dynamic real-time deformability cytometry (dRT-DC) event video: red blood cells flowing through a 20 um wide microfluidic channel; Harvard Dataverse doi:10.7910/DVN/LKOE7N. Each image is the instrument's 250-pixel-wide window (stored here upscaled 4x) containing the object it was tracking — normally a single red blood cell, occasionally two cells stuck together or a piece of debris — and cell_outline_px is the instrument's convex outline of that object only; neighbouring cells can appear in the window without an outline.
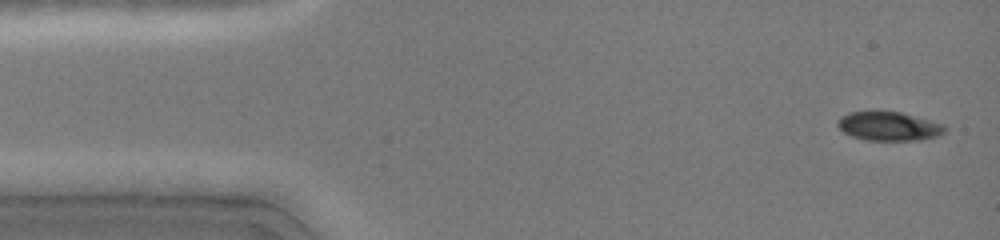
{"species": "common noctule bat (a hibernating species)", "species_latin": "Nyctalus noctula", "temperature_condition": "cold", "stored_images_in_passage": 7, "camera_frame_rate_fps": 3000, "um_per_image_px": 0.085, "animal": {"sex": "female", "body_mass_g": 19.0, "forearm_length_mm": 51.5}, "frame": {"image": 1, "passage_image": 1, "time_ms": 0.0, "image_size_px": [1000, 240], "cell_outline_px": [[948, 128], [944, 132], [936, 136], [920, 140], [864, 140], [852, 136], [844, 132], [836, 124], [836, 120], [840, 116], [848, 112], [900, 112], [944, 124]], "centroid_in_image_um": [75.53, 10.73], "position_along_channel_um": 9.5, "area_um2": 17.98}}
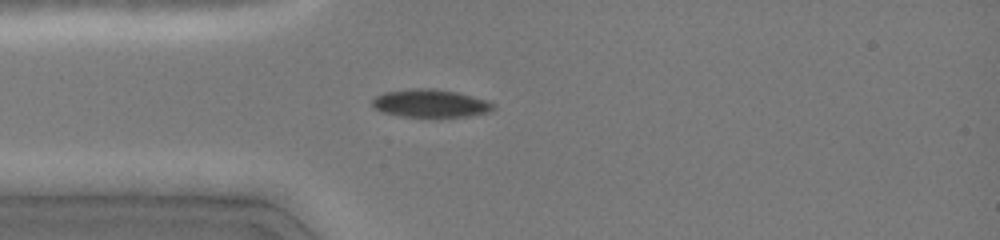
{"frame": {"image": 2, "passage_image": 5, "time_ms": 3.333, "image_size_px": [1000, 240], "cell_outline_px": [[496, 108], [488, 112], [468, 116], [400, 116], [384, 112], [376, 108], [372, 104], [372, 100], [376, 96], [384, 92], [412, 88], [432, 88], [456, 92], [472, 96], [496, 104]], "centroid_in_image_um": [36.59, 8.77], "position_along_channel_um": 48.4, "area_um2": 19.42}}